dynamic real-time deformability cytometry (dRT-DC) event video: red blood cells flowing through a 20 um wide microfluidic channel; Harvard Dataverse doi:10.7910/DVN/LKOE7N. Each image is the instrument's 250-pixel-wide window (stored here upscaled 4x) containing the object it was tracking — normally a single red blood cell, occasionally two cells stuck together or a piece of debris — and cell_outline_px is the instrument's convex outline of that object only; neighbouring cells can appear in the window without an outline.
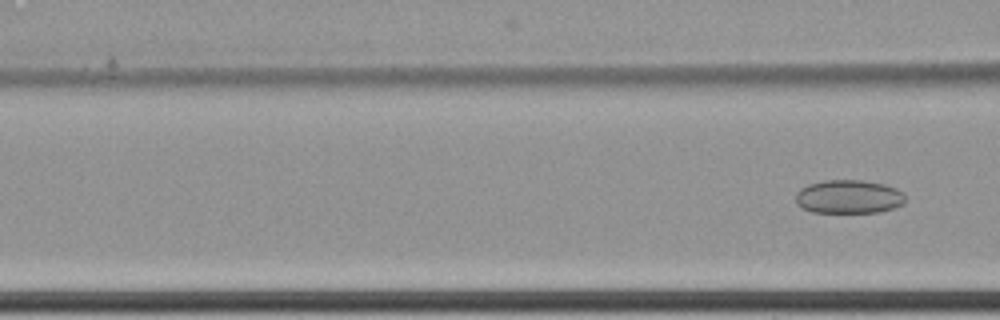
{"species": "common noctule bat (a hibernating species)", "species_latin": "Nyctalus noctula", "temperature_condition": "cold", "stored_images_in_passage": 4, "camera_frame_rate_fps": 3000, "um_per_image_px": 0.085, "animal": {"sex": "female", "body_mass_g": 22.7, "forearm_length_mm": 54.2}, "frame": {"image": 1, "passage_image": 4, "time_ms": 1.0, "image_size_px": [1000, 320], "cell_outline_px": [[904, 204], [880, 212], [812, 212], [796, 204], [796, 192], [800, 188], [808, 184], [824, 180], [860, 180], [884, 184], [896, 188], [904, 192]], "centroid_in_image_um": [72.14, 16.71], "position_along_channel_um": 94.5, "area_um2": 21.5}}